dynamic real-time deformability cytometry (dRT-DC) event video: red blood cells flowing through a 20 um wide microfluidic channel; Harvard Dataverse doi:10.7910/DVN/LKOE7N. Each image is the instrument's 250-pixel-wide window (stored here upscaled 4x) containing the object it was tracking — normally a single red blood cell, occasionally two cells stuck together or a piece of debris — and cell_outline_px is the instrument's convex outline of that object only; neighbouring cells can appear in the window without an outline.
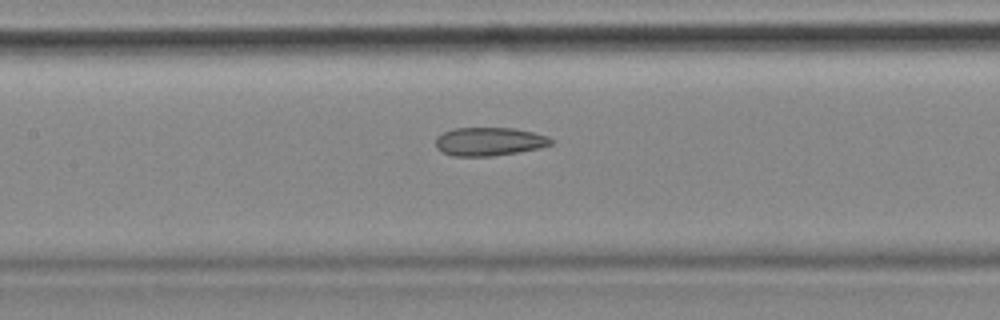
{"species": "common noctule bat (a hibernating species)", "species_latin": "Nyctalus noctula", "temperature_condition": "cold", "stored_images_in_passage": 56, "camera_frame_rate_fps": 3000, "um_per_image_px": 0.085, "animal": {"sex": "female", "body_mass_g": 18.4}, "frame": {"image": 1, "passage_image": 25, "time_ms": 8.0, "image_size_px": [1000, 320], "cell_outline_px": [[552, 144], [540, 148], [492, 156], [452, 156], [436, 148], [436, 136], [444, 132], [456, 128], [512, 128], [532, 132], [548, 136], [552, 140]], "centroid_in_image_um": [41.57, 12.03], "position_along_channel_um": 165.8, "area_um2": 18.96}, "authors_computed_cell_mechanics": {"area_um2": 21.1548, "velocity_mm_per_s": 3.5387, "shape_relaxation_time_tau1_ms": null, "shape_relaxation_time_tau2_ms": 4.4928, "deformation_change_tau1": null, "deformation_change_tau2": 0.13}}